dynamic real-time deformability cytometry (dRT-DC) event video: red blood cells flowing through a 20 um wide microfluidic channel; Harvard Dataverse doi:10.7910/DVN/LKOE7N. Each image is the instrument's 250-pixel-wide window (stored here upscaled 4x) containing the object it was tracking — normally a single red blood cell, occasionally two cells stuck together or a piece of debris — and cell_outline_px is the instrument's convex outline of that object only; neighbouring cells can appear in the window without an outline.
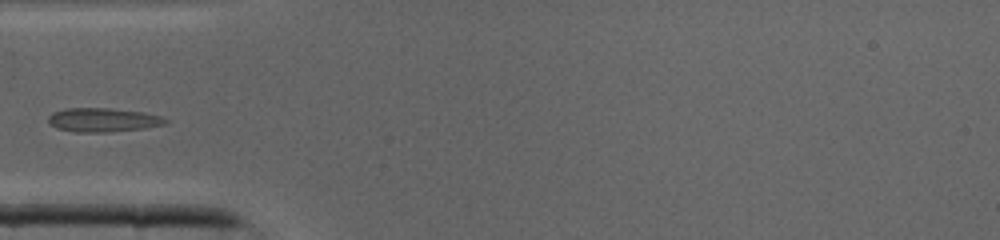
{"species": "common noctule bat (a hibernating species)", "species_latin": "Nyctalus noctula", "temperature_condition": "cold", "stored_images_in_passage": 29, "camera_frame_rate_fps": 3000, "um_per_image_px": 0.085, "animal": {"sex": "male", "body_mass_g": 19.0, "forearm_length_mm": 50.8}, "frame": {"image": 1, "passage_image": 1, "time_ms": 0.0, "image_size_px": [1000, 240], "cell_outline_px": [[168, 120], [164, 124], [144, 128], [108, 132], [72, 132], [56, 128], [48, 120], [48, 116], [52, 112], [64, 108], [108, 108], [144, 112], [160, 116]], "centroid_in_image_um": [8.71, 10.19], "position_along_channel_um": 76.3, "area_um2": 16.3}}
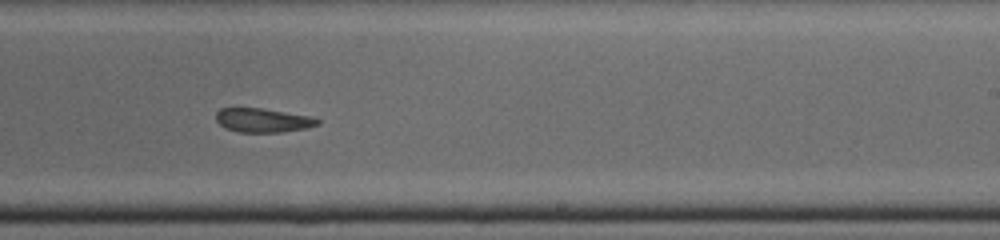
{"frame": {"image": 2, "passage_image": 13, "time_ms": 4.0, "image_size_px": [1000, 240], "cell_outline_px": [[320, 124], [308, 128], [280, 132], [236, 132], [224, 128], [216, 120], [216, 112], [220, 108], [260, 108], [308, 116], [320, 120]], "centroid_in_image_um": [22.31, 10.23], "position_along_channel_um": 266.7, "area_um2": 14.16}}
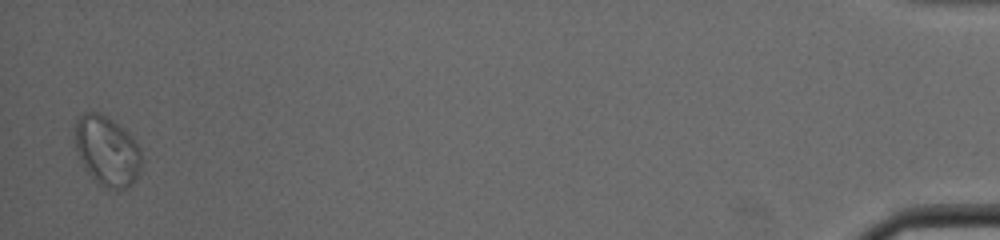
{"frame": {"image": 3, "passage_image": 29, "time_ms": 9.333, "image_size_px": [1000, 240], "cell_outline_px": [[140, 168], [132, 184], [116, 192], [104, 188], [84, 168], [80, 160], [76, 148], [76, 120], [84, 112], [100, 112], [112, 120], [136, 140], [140, 148]], "centroid_in_image_um": [9.1, 12.85], "position_along_channel_um": 426.1, "area_um2": 26.88}}